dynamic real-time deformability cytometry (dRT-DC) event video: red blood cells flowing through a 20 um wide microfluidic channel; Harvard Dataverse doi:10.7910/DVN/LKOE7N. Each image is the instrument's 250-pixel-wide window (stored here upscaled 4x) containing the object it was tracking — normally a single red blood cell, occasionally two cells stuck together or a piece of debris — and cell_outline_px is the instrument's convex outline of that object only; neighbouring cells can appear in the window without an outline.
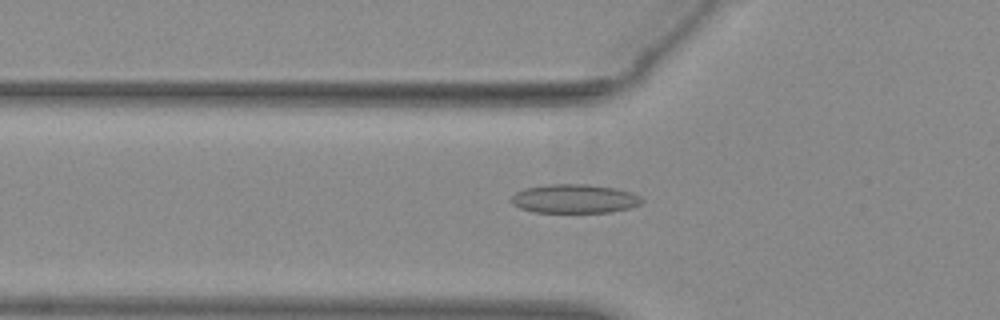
{"species": "common noctule bat (a hibernating species)", "species_latin": "Nyctalus noctula", "temperature_condition": "warm", "stored_images_in_passage": 43, "camera_frame_rate_fps": 3000, "um_per_image_px": 0.085, "animal": {"sex": "female", "body_mass_g": 29.2, "forearm_length_mm": 56.3}, "frame": {"image": 1, "passage_image": 15, "time_ms": 4.667, "image_size_px": [1000, 320], "cell_outline_px": [[644, 200], [640, 204], [628, 208], [612, 212], [532, 212], [520, 208], [512, 204], [508, 200], [516, 192], [524, 188], [548, 184], [588, 184], [616, 188], [632, 192], [640, 196]], "centroid_in_image_um": [48.81, 16.89], "position_along_channel_um": 77.0, "area_um2": 22.2}}
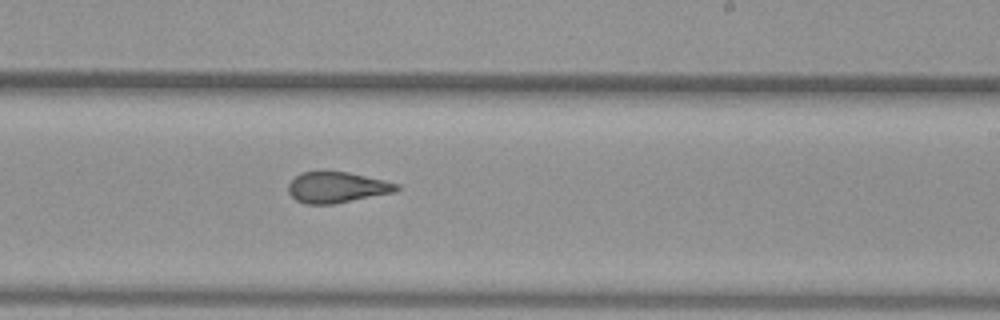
{"frame": {"image": 2, "passage_image": 29, "time_ms": 9.333, "image_size_px": [1000, 320], "cell_outline_px": [[400, 188], [396, 192], [332, 204], [304, 204], [296, 200], [288, 192], [288, 184], [300, 172], [348, 172], [384, 180], [400, 184]], "centroid_in_image_um": [28.65, 15.93], "position_along_channel_um": 260.4, "area_um2": 19.42}}
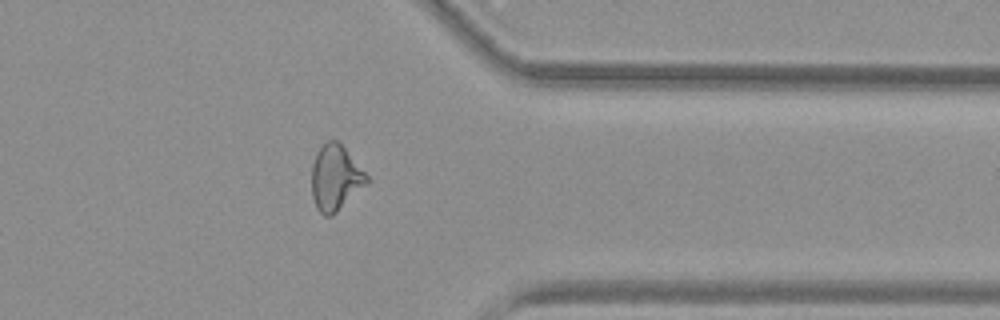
{"frame": {"image": 3, "passage_image": 39, "time_ms": 12.667, "image_size_px": [1000, 320], "cell_outline_px": [[368, 184], [332, 216], [324, 216], [316, 208], [312, 196], [312, 164], [316, 152], [328, 140], [336, 140], [344, 148], [368, 176]], "centroid_in_image_um": [28.5, 15.15], "position_along_channel_um": 382.9, "area_um2": 20.87}, "authors_computed_cell_mechanics": {"area_um2": 20.7502, "velocity_mm_per_s": 3.9255, "shape_relaxation_time_tau1_ms": null, "shape_relaxation_time_tau2_ms": 1.9474, "deformation_change_tau1": null, "deformation_change_tau2": 0.0921}}